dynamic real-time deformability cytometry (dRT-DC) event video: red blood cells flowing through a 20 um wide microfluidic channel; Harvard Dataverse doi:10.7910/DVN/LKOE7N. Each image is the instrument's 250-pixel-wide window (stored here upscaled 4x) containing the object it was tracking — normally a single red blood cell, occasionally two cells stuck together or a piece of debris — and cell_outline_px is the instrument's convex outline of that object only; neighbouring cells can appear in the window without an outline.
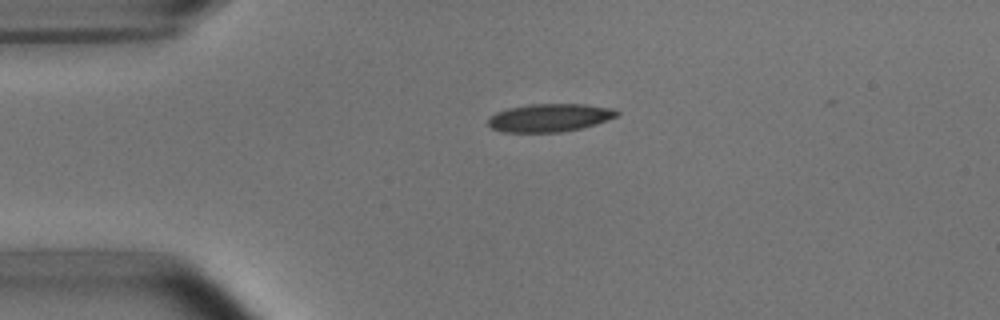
{"species": "common noctule bat (a hibernating species)", "species_latin": "Nyctalus noctula", "temperature_condition": "room temperature", "stored_images_in_passage": 3, "camera_frame_rate_fps": 3000, "um_per_image_px": 0.085, "animal": {"sex": "male", "body_mass_g": 15.6}, "frame": {"image": 1, "passage_image": 1, "time_ms": 0.0, "image_size_px": [1000, 320], "cell_outline_px": [[620, 112], [616, 116], [608, 120], [596, 124], [580, 128], [560, 132], [504, 132], [492, 128], [488, 124], [488, 120], [496, 112], [508, 108], [528, 104], [584, 104], [612, 108]], "centroid_in_image_um": [46.72, 10.0], "position_along_channel_um": 38.3, "area_um2": 20.92}}